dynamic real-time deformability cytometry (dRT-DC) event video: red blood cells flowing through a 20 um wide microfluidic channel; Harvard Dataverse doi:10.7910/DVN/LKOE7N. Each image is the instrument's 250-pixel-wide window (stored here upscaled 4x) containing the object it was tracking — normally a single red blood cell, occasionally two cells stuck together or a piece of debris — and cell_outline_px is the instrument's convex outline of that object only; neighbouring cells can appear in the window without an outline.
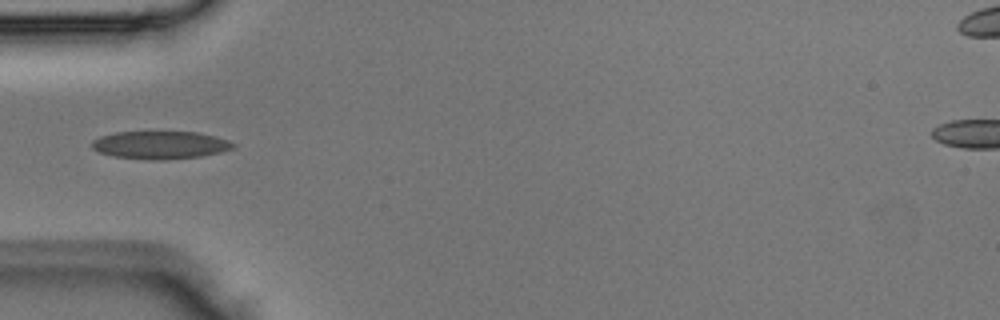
{"species": "Egyptian fruit bat (a non-hibernating species)", "species_latin": "Rousettus aegyptiacus", "temperature_condition": "room temperature", "stored_images_in_passage": 1, "camera_frame_rate_fps": 3000, "um_per_image_px": 0.085, "animal": {"sex": "male"}, "frame": {"image": 1, "passage_image": 1, "time_ms": 0.0, "image_size_px": [1000, 320], "cell_outline_px": [[236, 144], [232, 148], [220, 152], [200, 156], [164, 160], [156, 160], [112, 156], [100, 152], [92, 148], [92, 140], [100, 136], [116, 132], [196, 132], [216, 136], [228, 140]], "centroid_in_image_um": [13.61, 12.32], "position_along_channel_um": 71.4, "area_um2": 22.77}}